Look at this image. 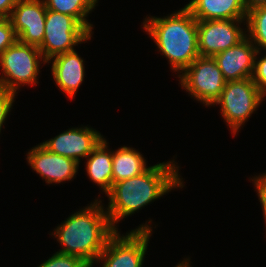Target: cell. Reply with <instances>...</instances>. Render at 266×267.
<instances>
[{
    "label": "cell",
    "mask_w": 266,
    "mask_h": 267,
    "mask_svg": "<svg viewBox=\"0 0 266 267\" xmlns=\"http://www.w3.org/2000/svg\"><path fill=\"white\" fill-rule=\"evenodd\" d=\"M183 187V178L174 159L149 166L140 175L114 183L107 194L109 202L105 208L112 227L119 230L116 224L122 219L171 190Z\"/></svg>",
    "instance_id": "cell-1"
},
{
    "label": "cell",
    "mask_w": 266,
    "mask_h": 267,
    "mask_svg": "<svg viewBox=\"0 0 266 267\" xmlns=\"http://www.w3.org/2000/svg\"><path fill=\"white\" fill-rule=\"evenodd\" d=\"M102 204L101 199L96 198L56 226L49 235L62 246L57 252L78 257L89 267L95 265L109 237L116 231Z\"/></svg>",
    "instance_id": "cell-2"
},
{
    "label": "cell",
    "mask_w": 266,
    "mask_h": 267,
    "mask_svg": "<svg viewBox=\"0 0 266 267\" xmlns=\"http://www.w3.org/2000/svg\"><path fill=\"white\" fill-rule=\"evenodd\" d=\"M143 28L180 75L199 55L197 19L184 6L168 16H148Z\"/></svg>",
    "instance_id": "cell-3"
},
{
    "label": "cell",
    "mask_w": 266,
    "mask_h": 267,
    "mask_svg": "<svg viewBox=\"0 0 266 267\" xmlns=\"http://www.w3.org/2000/svg\"><path fill=\"white\" fill-rule=\"evenodd\" d=\"M42 63L47 62L37 46L17 40L0 55V88L18 93L21 86L38 84Z\"/></svg>",
    "instance_id": "cell-4"
},
{
    "label": "cell",
    "mask_w": 266,
    "mask_h": 267,
    "mask_svg": "<svg viewBox=\"0 0 266 267\" xmlns=\"http://www.w3.org/2000/svg\"><path fill=\"white\" fill-rule=\"evenodd\" d=\"M264 97L252 78L226 81L219 99L213 105L221 107L220 115L235 136L265 100Z\"/></svg>",
    "instance_id": "cell-5"
},
{
    "label": "cell",
    "mask_w": 266,
    "mask_h": 267,
    "mask_svg": "<svg viewBox=\"0 0 266 267\" xmlns=\"http://www.w3.org/2000/svg\"><path fill=\"white\" fill-rule=\"evenodd\" d=\"M149 223H152L151 219L125 235L116 230L95 264L101 263L102 267H143L153 229Z\"/></svg>",
    "instance_id": "cell-6"
},
{
    "label": "cell",
    "mask_w": 266,
    "mask_h": 267,
    "mask_svg": "<svg viewBox=\"0 0 266 267\" xmlns=\"http://www.w3.org/2000/svg\"><path fill=\"white\" fill-rule=\"evenodd\" d=\"M92 36L74 17L47 9L44 40L38 48L47 62L75 50L74 46L91 40Z\"/></svg>",
    "instance_id": "cell-7"
},
{
    "label": "cell",
    "mask_w": 266,
    "mask_h": 267,
    "mask_svg": "<svg viewBox=\"0 0 266 267\" xmlns=\"http://www.w3.org/2000/svg\"><path fill=\"white\" fill-rule=\"evenodd\" d=\"M179 83L186 92L204 106L219 99L226 80L213 57L196 58L180 75Z\"/></svg>",
    "instance_id": "cell-8"
},
{
    "label": "cell",
    "mask_w": 266,
    "mask_h": 267,
    "mask_svg": "<svg viewBox=\"0 0 266 267\" xmlns=\"http://www.w3.org/2000/svg\"><path fill=\"white\" fill-rule=\"evenodd\" d=\"M242 23L246 24V19L197 20L199 55L214 57L237 45L247 36Z\"/></svg>",
    "instance_id": "cell-9"
},
{
    "label": "cell",
    "mask_w": 266,
    "mask_h": 267,
    "mask_svg": "<svg viewBox=\"0 0 266 267\" xmlns=\"http://www.w3.org/2000/svg\"><path fill=\"white\" fill-rule=\"evenodd\" d=\"M47 8L43 0H17L10 15L19 42L39 47L45 34Z\"/></svg>",
    "instance_id": "cell-10"
},
{
    "label": "cell",
    "mask_w": 266,
    "mask_h": 267,
    "mask_svg": "<svg viewBox=\"0 0 266 267\" xmlns=\"http://www.w3.org/2000/svg\"><path fill=\"white\" fill-rule=\"evenodd\" d=\"M104 139L92 127H72L41 143L50 152L73 159L80 164Z\"/></svg>",
    "instance_id": "cell-11"
},
{
    "label": "cell",
    "mask_w": 266,
    "mask_h": 267,
    "mask_svg": "<svg viewBox=\"0 0 266 267\" xmlns=\"http://www.w3.org/2000/svg\"><path fill=\"white\" fill-rule=\"evenodd\" d=\"M26 156L30 168L50 185L72 181L78 173V162L50 152L41 143L32 147Z\"/></svg>",
    "instance_id": "cell-12"
},
{
    "label": "cell",
    "mask_w": 266,
    "mask_h": 267,
    "mask_svg": "<svg viewBox=\"0 0 266 267\" xmlns=\"http://www.w3.org/2000/svg\"><path fill=\"white\" fill-rule=\"evenodd\" d=\"M257 52L256 46L246 36L237 45L216 54L213 58L224 79L235 81L252 77Z\"/></svg>",
    "instance_id": "cell-13"
},
{
    "label": "cell",
    "mask_w": 266,
    "mask_h": 267,
    "mask_svg": "<svg viewBox=\"0 0 266 267\" xmlns=\"http://www.w3.org/2000/svg\"><path fill=\"white\" fill-rule=\"evenodd\" d=\"M52 62V63H51ZM85 61L75 50L57 55L47 61L51 63L52 78L68 98H74L85 77Z\"/></svg>",
    "instance_id": "cell-14"
},
{
    "label": "cell",
    "mask_w": 266,
    "mask_h": 267,
    "mask_svg": "<svg viewBox=\"0 0 266 267\" xmlns=\"http://www.w3.org/2000/svg\"><path fill=\"white\" fill-rule=\"evenodd\" d=\"M185 7L197 20L247 18L243 0H191Z\"/></svg>",
    "instance_id": "cell-15"
},
{
    "label": "cell",
    "mask_w": 266,
    "mask_h": 267,
    "mask_svg": "<svg viewBox=\"0 0 266 267\" xmlns=\"http://www.w3.org/2000/svg\"><path fill=\"white\" fill-rule=\"evenodd\" d=\"M108 141L104 138L99 145L86 157L87 176L93 181L105 195L112 184V151L108 149Z\"/></svg>",
    "instance_id": "cell-16"
},
{
    "label": "cell",
    "mask_w": 266,
    "mask_h": 267,
    "mask_svg": "<svg viewBox=\"0 0 266 267\" xmlns=\"http://www.w3.org/2000/svg\"><path fill=\"white\" fill-rule=\"evenodd\" d=\"M141 152L121 146L112 151V184L142 174L149 166Z\"/></svg>",
    "instance_id": "cell-17"
},
{
    "label": "cell",
    "mask_w": 266,
    "mask_h": 267,
    "mask_svg": "<svg viewBox=\"0 0 266 267\" xmlns=\"http://www.w3.org/2000/svg\"><path fill=\"white\" fill-rule=\"evenodd\" d=\"M48 10L67 14L74 17L91 34H93V24L88 22V15L98 5L99 0H43Z\"/></svg>",
    "instance_id": "cell-18"
},
{
    "label": "cell",
    "mask_w": 266,
    "mask_h": 267,
    "mask_svg": "<svg viewBox=\"0 0 266 267\" xmlns=\"http://www.w3.org/2000/svg\"><path fill=\"white\" fill-rule=\"evenodd\" d=\"M247 37L258 51L266 50V5H259L247 11Z\"/></svg>",
    "instance_id": "cell-19"
},
{
    "label": "cell",
    "mask_w": 266,
    "mask_h": 267,
    "mask_svg": "<svg viewBox=\"0 0 266 267\" xmlns=\"http://www.w3.org/2000/svg\"><path fill=\"white\" fill-rule=\"evenodd\" d=\"M37 267H89L80 258L55 252L46 261Z\"/></svg>",
    "instance_id": "cell-20"
},
{
    "label": "cell",
    "mask_w": 266,
    "mask_h": 267,
    "mask_svg": "<svg viewBox=\"0 0 266 267\" xmlns=\"http://www.w3.org/2000/svg\"><path fill=\"white\" fill-rule=\"evenodd\" d=\"M260 53L262 54L261 51H258L256 54L253 75L251 78L260 92L266 97V54L262 55V57L259 56Z\"/></svg>",
    "instance_id": "cell-21"
},
{
    "label": "cell",
    "mask_w": 266,
    "mask_h": 267,
    "mask_svg": "<svg viewBox=\"0 0 266 267\" xmlns=\"http://www.w3.org/2000/svg\"><path fill=\"white\" fill-rule=\"evenodd\" d=\"M17 40L11 20L9 18L0 19V55Z\"/></svg>",
    "instance_id": "cell-22"
},
{
    "label": "cell",
    "mask_w": 266,
    "mask_h": 267,
    "mask_svg": "<svg viewBox=\"0 0 266 267\" xmlns=\"http://www.w3.org/2000/svg\"><path fill=\"white\" fill-rule=\"evenodd\" d=\"M17 93L7 91L5 89L0 88V133L3 127V123L6 122L7 117L13 109V103L15 102V96Z\"/></svg>",
    "instance_id": "cell-23"
},
{
    "label": "cell",
    "mask_w": 266,
    "mask_h": 267,
    "mask_svg": "<svg viewBox=\"0 0 266 267\" xmlns=\"http://www.w3.org/2000/svg\"><path fill=\"white\" fill-rule=\"evenodd\" d=\"M250 181L253 182L252 184L254 185L256 193L258 195L263 211V218L265 220L264 222L266 224V172L258 176L255 175V177H252Z\"/></svg>",
    "instance_id": "cell-24"
},
{
    "label": "cell",
    "mask_w": 266,
    "mask_h": 267,
    "mask_svg": "<svg viewBox=\"0 0 266 267\" xmlns=\"http://www.w3.org/2000/svg\"><path fill=\"white\" fill-rule=\"evenodd\" d=\"M17 0H0V19L10 18Z\"/></svg>",
    "instance_id": "cell-25"
},
{
    "label": "cell",
    "mask_w": 266,
    "mask_h": 267,
    "mask_svg": "<svg viewBox=\"0 0 266 267\" xmlns=\"http://www.w3.org/2000/svg\"><path fill=\"white\" fill-rule=\"evenodd\" d=\"M243 2L247 11L259 5H266V0H243Z\"/></svg>",
    "instance_id": "cell-26"
},
{
    "label": "cell",
    "mask_w": 266,
    "mask_h": 267,
    "mask_svg": "<svg viewBox=\"0 0 266 267\" xmlns=\"http://www.w3.org/2000/svg\"><path fill=\"white\" fill-rule=\"evenodd\" d=\"M175 267H191L190 266V259H184L183 261H180V263H178V265H176Z\"/></svg>",
    "instance_id": "cell-27"
}]
</instances>
